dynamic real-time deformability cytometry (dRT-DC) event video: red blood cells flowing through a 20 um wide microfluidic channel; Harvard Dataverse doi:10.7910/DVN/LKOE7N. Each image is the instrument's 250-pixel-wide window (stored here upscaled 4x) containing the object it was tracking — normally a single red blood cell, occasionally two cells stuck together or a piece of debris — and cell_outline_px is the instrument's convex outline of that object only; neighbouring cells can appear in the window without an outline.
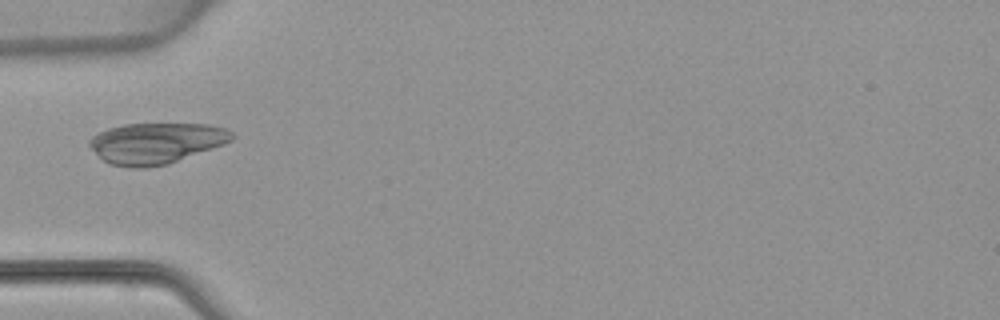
{"species": "common noctule bat (a hibernating species)", "species_latin": "Nyctalus noctula", "temperature_condition": "warm", "stored_images_in_passage": 2, "camera_frame_rate_fps": 3000, "um_per_image_px": 0.085, "animal": {"sex": "female", "body_mass_g": 22.7, "forearm_length_mm": 54.2}, "frame": {"image": 1, "passage_image": 2, "time_ms": 1.333, "image_size_px": [1000, 320], "cell_outline_px": [[236, 136], [232, 140], [224, 144], [168, 164], [144, 168], [132, 168], [112, 164], [104, 160], [88, 144], [88, 140], [92, 136], [108, 128], [124, 124], [208, 124], [228, 128]], "centroid_in_image_um": [13.3, 12.16], "position_along_channel_um": 71.7, "area_um2": 33.87}}